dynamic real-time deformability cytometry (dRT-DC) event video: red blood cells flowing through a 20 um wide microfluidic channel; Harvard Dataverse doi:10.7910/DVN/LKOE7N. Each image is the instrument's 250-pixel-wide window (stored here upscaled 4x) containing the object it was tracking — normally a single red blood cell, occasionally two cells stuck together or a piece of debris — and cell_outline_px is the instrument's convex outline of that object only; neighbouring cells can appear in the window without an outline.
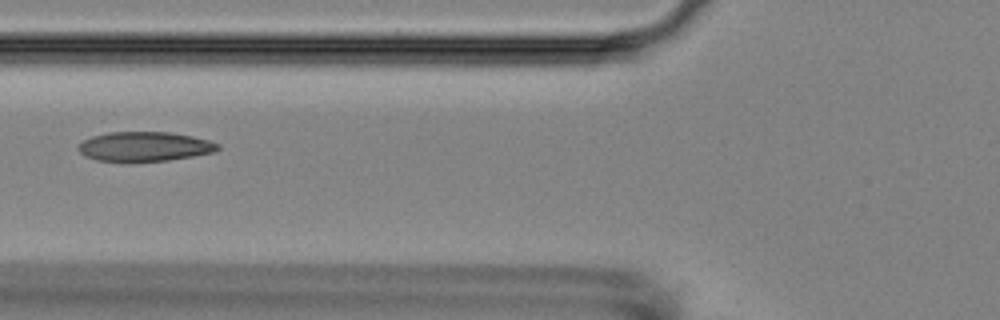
{"species": "Egyptian fruit bat (a non-hibernating species)", "species_latin": "Rousettus aegyptiacus", "temperature_condition": "room temperature", "stored_images_in_passage": 6, "camera_frame_rate_fps": 3000, "um_per_image_px": 0.085, "animal": {"sex": "female"}, "frame": {"image": 1, "passage_image": 3, "time_ms": 2.333, "image_size_px": [1000, 320], "cell_outline_px": [[220, 148], [216, 152], [168, 160], [96, 160], [84, 156], [76, 148], [84, 140], [92, 136], [108, 132], [168, 132], [192, 136], [208, 140], [220, 144]], "centroid_in_image_um": [12.3, 12.43], "position_along_channel_um": 113.5, "area_um2": 23.64}}
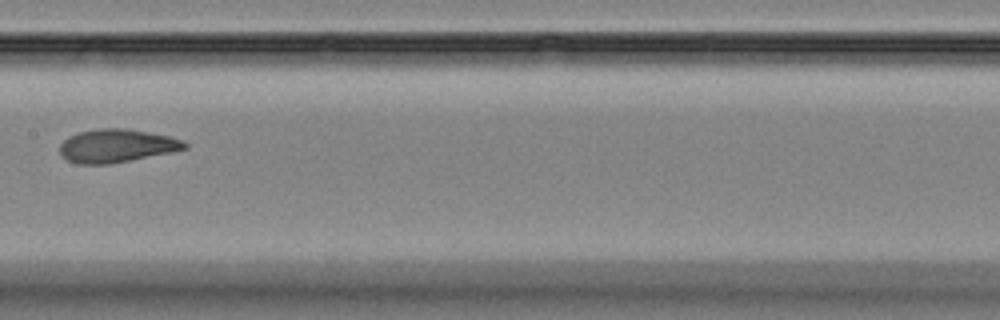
{"frame": {"image": 2, "passage_image": 5, "time_ms": 4.667, "image_size_px": [1000, 320], "cell_outline_px": [[188, 148], [108, 164], [80, 164], [68, 160], [60, 156], [60, 144], [68, 136], [76, 132], [100, 128], [124, 128], [148, 132], [168, 136], [184, 140], [188, 144]], "centroid_in_image_um": [9.86, 12.38], "position_along_channel_um": 197.5, "area_um2": 23.99}}
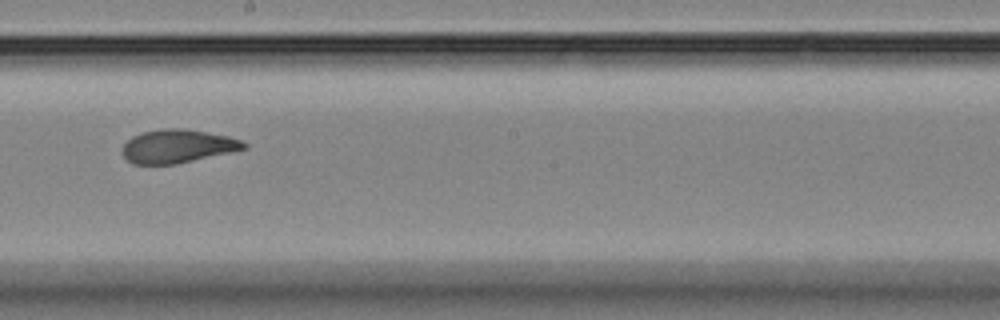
{"frame": {"image": 3, "passage_image": 6, "time_ms": 5.667, "image_size_px": [1000, 320], "cell_outline_px": [[248, 148], [232, 152], [176, 164], [132, 164], [120, 152], [124, 144], [132, 136], [140, 132], [164, 128], [184, 128], [228, 136], [240, 140], [248, 144]], "centroid_in_image_um": [15.08, 12.43], "position_along_channel_um": 233.1, "area_um2": 23.81}}